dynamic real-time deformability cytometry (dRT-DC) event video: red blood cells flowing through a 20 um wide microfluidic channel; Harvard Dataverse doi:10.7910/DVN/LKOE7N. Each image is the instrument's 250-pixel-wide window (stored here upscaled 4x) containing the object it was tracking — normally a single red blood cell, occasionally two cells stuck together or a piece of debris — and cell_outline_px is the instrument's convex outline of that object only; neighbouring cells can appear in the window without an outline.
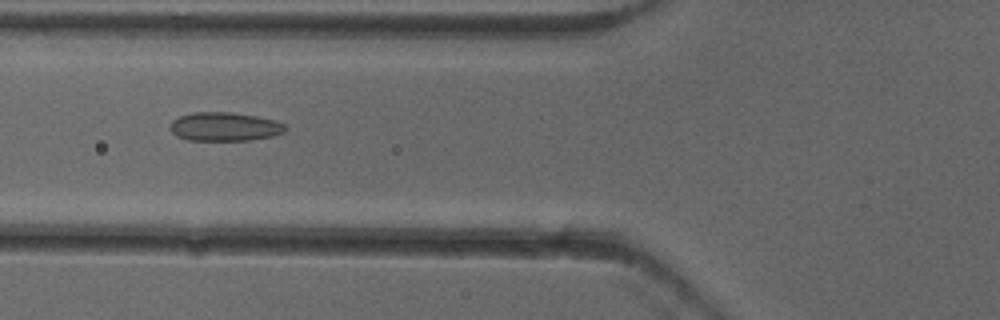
{"species": "common noctule bat (a hibernating species)", "species_latin": "Nyctalus noctula", "temperature_condition": "cold", "stored_images_in_passage": 43, "camera_frame_rate_fps": 3000, "um_per_image_px": 0.085, "animal": {"sex": "female"}, "frame": {"image": 1, "passage_image": 11, "time_ms": 3.333, "image_size_px": [1000, 320], "cell_outline_px": [[288, 128], [284, 132], [272, 136], [248, 140], [188, 140], [176, 136], [172, 132], [172, 120], [180, 116], [192, 112], [232, 112], [256, 116], [276, 120], [284, 124]], "centroid_in_image_um": [19.12, 10.76], "position_along_channel_um": 106.7, "area_um2": 19.25}}
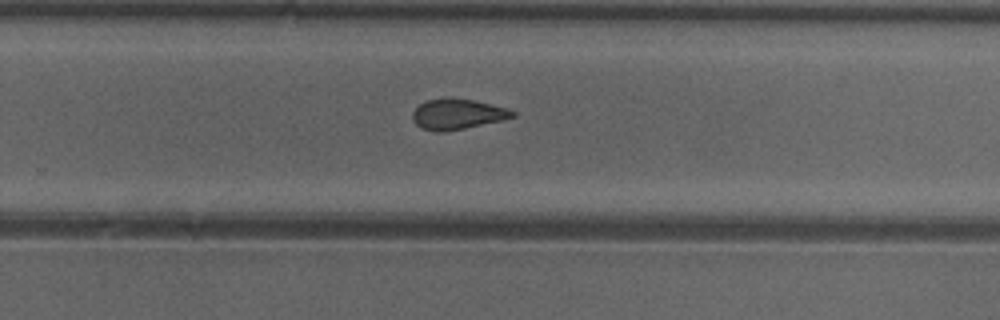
{"frame": {"image": 2, "passage_image": 25, "time_ms": 8.0, "image_size_px": [1000, 320], "cell_outline_px": [[516, 116], [504, 120], [444, 132], [436, 132], [420, 128], [412, 120], [412, 112], [420, 104], [428, 100], [444, 96], [448, 96], [472, 100], [508, 108], [516, 112]], "centroid_in_image_um": [38.87, 9.69], "position_along_channel_um": 290.9, "area_um2": 18.03}}
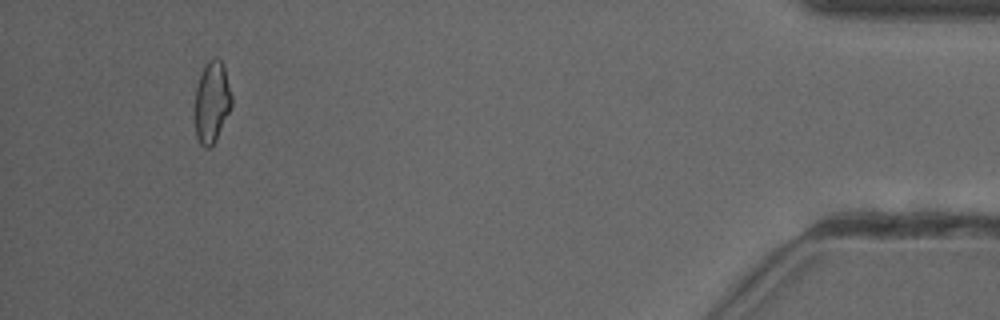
{"frame": {"image": 3, "passage_image": 40, "time_ms": 13.0, "image_size_px": [1000, 320], "cell_outline_px": [[232, 104], [216, 140], [212, 148], [204, 148], [200, 144], [196, 136], [196, 88], [204, 64], [208, 60], [216, 56], [220, 60], [224, 68], [232, 96]], "centroid_in_image_um": [18.01, 8.68], "position_along_channel_um": 417.2, "area_um2": 17.28}, "authors_computed_cell_mechanics": {"area_um2": 18.207, "velocity_mm_per_s": 3.948, "shape_relaxation_time_tau1_ms": 7.6989, "shape_relaxation_time_tau2_ms": 2.1895, "deformation_change_tau1": 0.1335, "deformation_change_tau2": 0.0836}}